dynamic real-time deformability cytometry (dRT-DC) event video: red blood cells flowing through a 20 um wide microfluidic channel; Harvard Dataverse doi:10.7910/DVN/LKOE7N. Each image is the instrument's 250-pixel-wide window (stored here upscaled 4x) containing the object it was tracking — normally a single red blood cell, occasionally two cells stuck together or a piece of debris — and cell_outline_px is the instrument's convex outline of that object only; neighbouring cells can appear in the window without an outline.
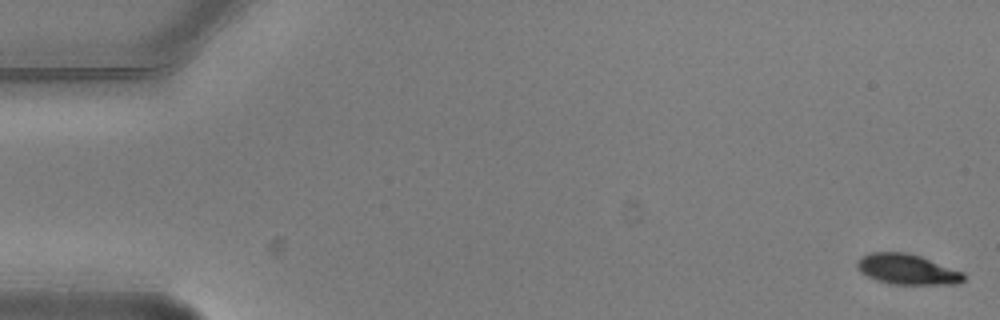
{"species": "common noctule bat (a hibernating species)", "species_latin": "Nyctalus noctula", "temperature_condition": "warm", "stored_images_in_passage": 7, "camera_frame_rate_fps": 3000, "um_per_image_px": 0.085, "animal": {"sex": "male", "body_mass_g": 20.5, "forearm_length_mm": 52.5}, "frame": {"image": 1, "passage_image": 1, "time_ms": 0.0, "image_size_px": [1000, 320], "cell_outline_px": [[964, 280], [956, 284], [888, 284], [876, 280], [860, 272], [856, 268], [856, 264], [860, 256], [868, 252], [908, 252], [920, 256], [964, 272]], "centroid_in_image_um": [77.06, 22.88], "position_along_channel_um": 7.9, "area_um2": 19.02}}
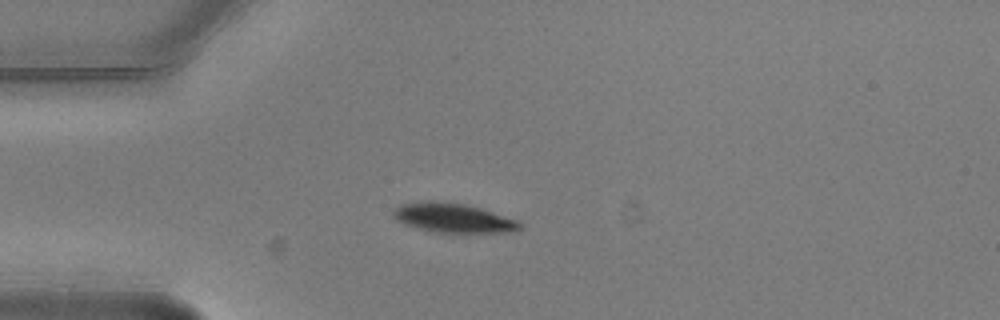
{"frame": {"image": 2, "passage_image": 5, "time_ms": 1.333, "image_size_px": [1000, 320], "cell_outline_px": [[520, 228], [516, 232], [436, 232], [404, 224], [396, 220], [392, 216], [392, 212], [400, 204], [428, 200], [436, 200], [464, 204], [480, 208], [516, 220], [520, 224]], "centroid_in_image_um": [38.47, 18.51], "position_along_channel_um": 46.5, "area_um2": 21.39}}
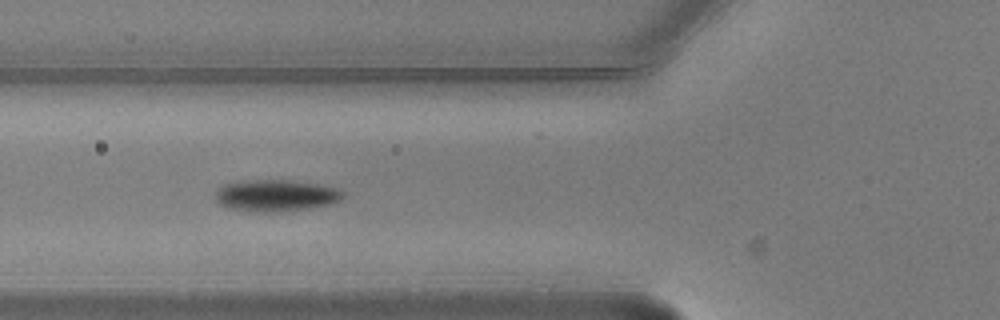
{"frame": {"image": 3, "passage_image": 7, "time_ms": 2.0, "image_size_px": [1000, 320], "cell_outline_px": [[344, 196], [340, 200], [328, 204], [308, 208], [272, 212], [252, 212], [228, 208], [220, 204], [216, 200], [216, 188], [224, 184], [248, 180], [288, 180], [320, 184], [336, 188], [344, 192]], "centroid_in_image_um": [23.42, 16.61], "position_along_channel_um": 102.4, "area_um2": 23.52}}